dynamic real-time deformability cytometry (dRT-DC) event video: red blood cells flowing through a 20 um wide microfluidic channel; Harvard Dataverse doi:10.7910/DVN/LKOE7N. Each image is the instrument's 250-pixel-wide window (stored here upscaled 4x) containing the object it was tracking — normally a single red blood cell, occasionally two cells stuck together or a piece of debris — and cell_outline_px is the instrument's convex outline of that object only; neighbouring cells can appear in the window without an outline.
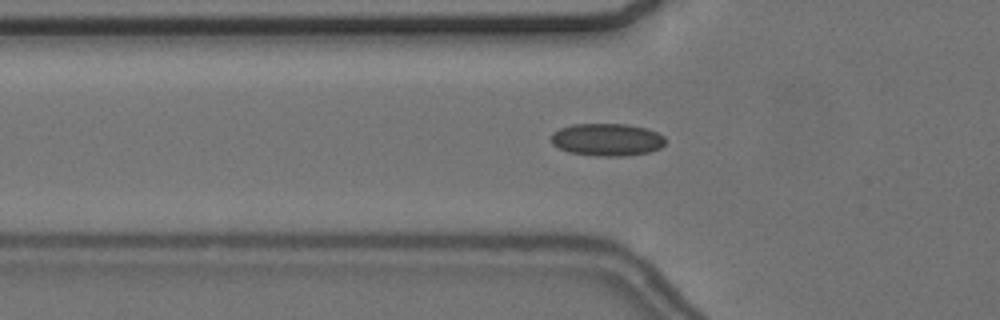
{"species": "common noctule bat (a hibernating species)", "species_latin": "Nyctalus noctula", "temperature_condition": "cold", "stored_images_in_passage": 39, "camera_frame_rate_fps": 3000, "um_per_image_px": 0.085, "animal": {"sex": "female", "body_mass_g": 24.6, "forearm_length_mm": 56.2}, "frame": {"image": 1, "passage_image": 2, "time_ms": 0.333, "image_size_px": [1000, 320], "cell_outline_px": [[664, 144], [660, 148], [648, 152], [624, 156], [596, 156], [568, 152], [552, 144], [552, 132], [560, 128], [572, 124], [628, 124], [648, 128], [664, 136]], "centroid_in_image_um": [51.59, 11.86], "position_along_channel_um": 74.2, "area_um2": 21.68}}
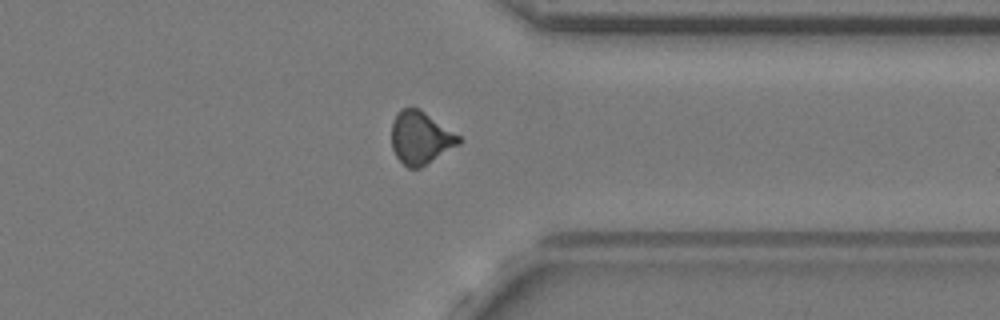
{"frame": {"image": 2, "passage_image": 27, "time_ms": 8.667, "image_size_px": [1000, 320], "cell_outline_px": [[464, 140], [460, 144], [420, 168], [408, 168], [396, 156], [392, 148], [392, 120], [400, 108], [420, 108], [460, 136]], "centroid_in_image_um": [35.75, 11.7], "position_along_channel_um": 375.6, "area_um2": 20.75}}
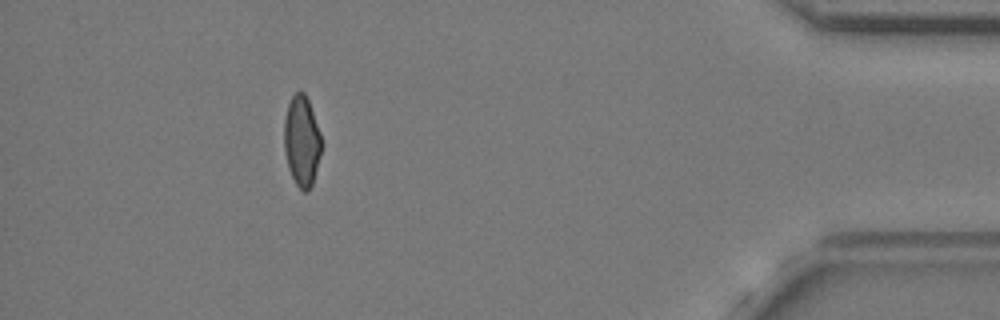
{"frame": {"image": 3, "passage_image": 34, "time_ms": 11.0, "image_size_px": [1000, 320], "cell_outline_px": [[324, 144], [312, 184], [308, 192], [304, 192], [296, 184], [288, 168], [284, 152], [284, 120], [288, 104], [292, 96], [300, 88], [304, 92], [308, 100], [320, 132]], "centroid_in_image_um": [25.66, 11.98], "position_along_channel_um": 409.5, "area_um2": 20.0}, "authors_computed_cell_mechanics": {"area_um2": 20.519, "velocity_mm_per_s": 3.6445, "shape_relaxation_time_tau1_ms": 3.6274, "shape_relaxation_time_tau2_ms": 1.6999, "deformation_change_tau1": 0.0963, "deformation_change_tau2": 0.0641}}